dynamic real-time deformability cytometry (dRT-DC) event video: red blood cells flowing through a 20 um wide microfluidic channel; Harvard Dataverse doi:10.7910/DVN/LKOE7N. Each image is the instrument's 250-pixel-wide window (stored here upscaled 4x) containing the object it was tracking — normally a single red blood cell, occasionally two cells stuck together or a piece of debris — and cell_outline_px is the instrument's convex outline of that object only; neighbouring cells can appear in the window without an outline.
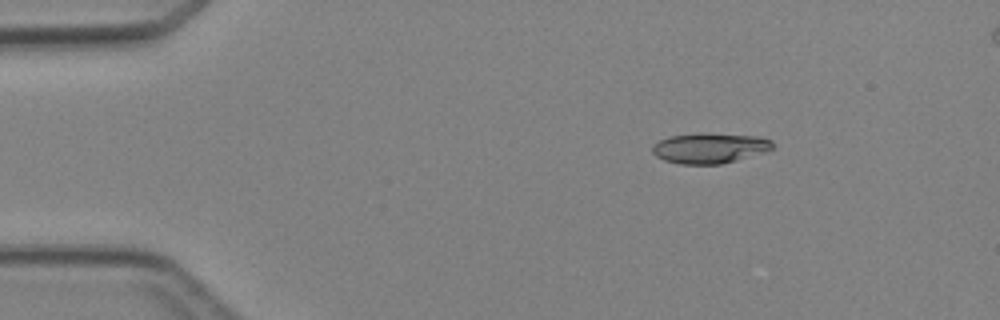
{"species": "Egyptian fruit bat (a non-hibernating species)", "species_latin": "Rousettus aegyptiacus", "temperature_condition": "cold", "stored_images_in_passage": 5, "camera_frame_rate_fps": 3000, "um_per_image_px": 0.085, "animal": {"sex": "female"}, "frame": {"image": 1, "passage_image": 3, "time_ms": 2.333, "image_size_px": [1000, 320], "cell_outline_px": [[772, 148], [768, 152], [720, 164], [680, 164], [664, 160], [656, 156], [652, 152], [652, 144], [660, 140], [672, 136], [704, 132], [760, 136], [772, 140]], "centroid_in_image_um": [60.35, 12.58], "position_along_channel_um": 24.7, "area_um2": 21.5}}